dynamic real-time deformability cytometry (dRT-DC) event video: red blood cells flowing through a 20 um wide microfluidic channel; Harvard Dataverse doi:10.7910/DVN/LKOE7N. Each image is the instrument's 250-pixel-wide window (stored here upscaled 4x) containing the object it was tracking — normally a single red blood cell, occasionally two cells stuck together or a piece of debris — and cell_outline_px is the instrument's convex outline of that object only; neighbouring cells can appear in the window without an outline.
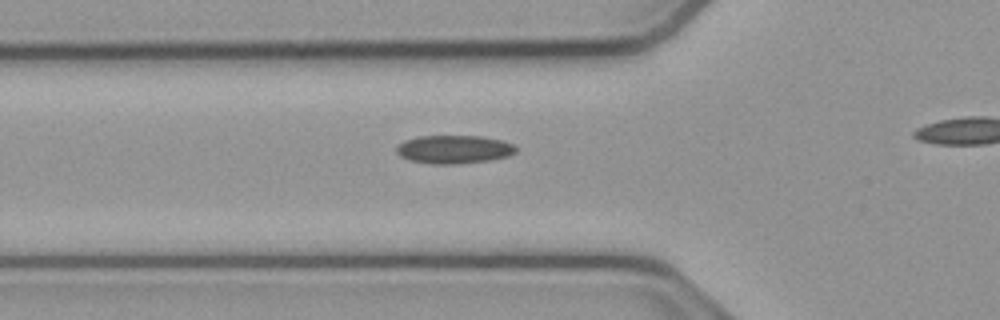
{"species": "common noctule bat (a hibernating species)", "species_latin": "Nyctalus noctula", "temperature_condition": "cold", "stored_images_in_passage": 27, "camera_frame_rate_fps": 3000, "um_per_image_px": 0.085, "animal": {"sex": "male", "body_mass_g": 23.1, "forearm_length_mm": 52.7}, "frame": {"image": 1, "passage_image": 2, "time_ms": 0.333, "image_size_px": [1000, 320], "cell_outline_px": [[516, 152], [508, 156], [492, 160], [456, 164], [432, 164], [408, 160], [400, 156], [396, 152], [396, 148], [404, 140], [420, 136], [480, 136], [500, 140], [512, 144], [516, 148]], "centroid_in_image_um": [38.57, 12.7], "position_along_channel_um": 87.2, "area_um2": 19.71}}
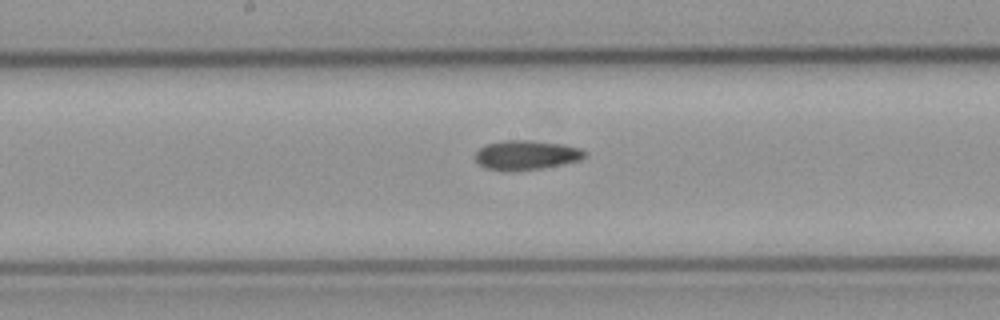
{"frame": {"image": 2, "passage_image": 11, "time_ms": 3.333, "image_size_px": [1000, 320], "cell_outline_px": [[588, 156], [580, 160], [544, 168], [512, 172], [488, 168], [480, 164], [476, 160], [476, 152], [484, 144], [500, 140], [528, 140], [560, 144], [580, 148], [588, 152]], "centroid_in_image_um": [44.75, 13.18], "position_along_channel_um": 203.4, "area_um2": 18.96}}
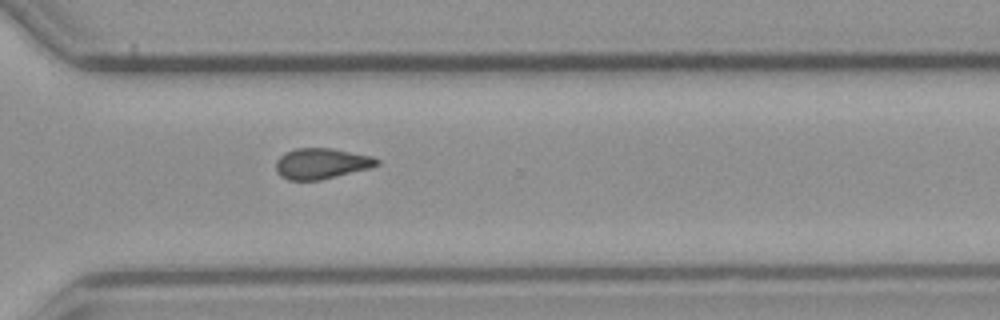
{"frame": {"image": 3, "passage_image": 22, "time_ms": 7.0, "image_size_px": [1000, 320], "cell_outline_px": [[380, 164], [372, 168], [320, 180], [288, 180], [280, 176], [276, 172], [276, 160], [280, 156], [296, 148], [328, 148], [372, 156], [380, 160]], "centroid_in_image_um": [27.33, 13.91], "position_along_channel_um": 343.3, "area_um2": 18.09}}